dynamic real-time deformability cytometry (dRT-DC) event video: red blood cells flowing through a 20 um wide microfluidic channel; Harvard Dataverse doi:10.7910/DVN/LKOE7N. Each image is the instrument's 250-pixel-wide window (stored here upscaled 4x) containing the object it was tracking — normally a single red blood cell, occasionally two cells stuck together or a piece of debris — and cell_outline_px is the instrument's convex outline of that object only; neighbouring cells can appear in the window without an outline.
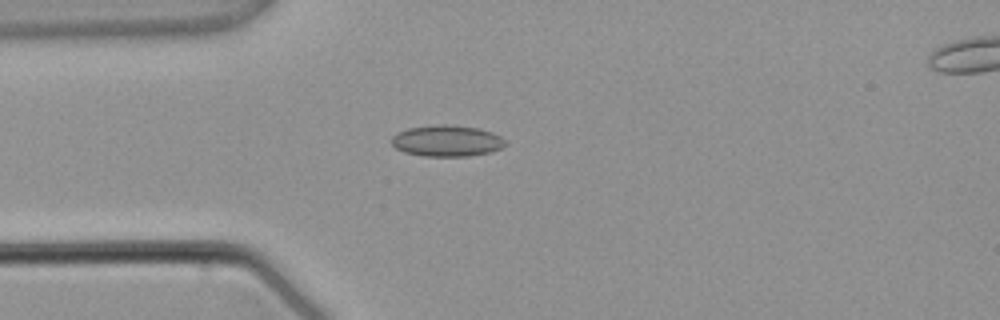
{"species": "common noctule bat (a hibernating species)", "species_latin": "Nyctalus noctula", "temperature_condition": "warm", "stored_images_in_passage": 4, "camera_frame_rate_fps": 3000, "um_per_image_px": 0.085, "animal": {"sex": "male", "body_mass_g": 21.5, "forearm_length_mm": 52.0}, "frame": {"image": 1, "passage_image": 3, "time_ms": 3.333, "image_size_px": [1000, 320], "cell_outline_px": [[504, 144], [500, 148], [488, 152], [468, 156], [424, 156], [404, 152], [396, 148], [392, 144], [392, 136], [396, 132], [408, 128], [440, 124], [452, 124], [480, 128], [492, 132], [500, 136], [504, 140]], "centroid_in_image_um": [37.95, 11.95], "position_along_channel_um": 47.1, "area_um2": 20.69}}